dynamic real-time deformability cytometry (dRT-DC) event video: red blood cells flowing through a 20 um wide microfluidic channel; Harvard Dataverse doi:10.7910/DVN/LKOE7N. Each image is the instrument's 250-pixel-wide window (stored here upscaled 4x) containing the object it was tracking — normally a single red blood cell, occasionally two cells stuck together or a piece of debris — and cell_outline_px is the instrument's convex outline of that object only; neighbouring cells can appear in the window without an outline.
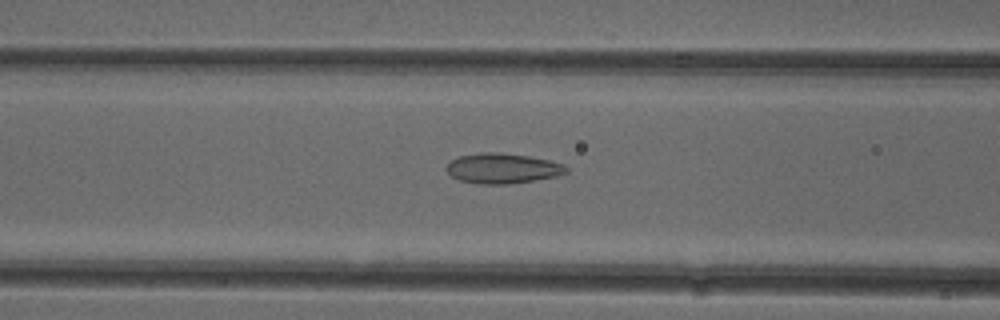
{"species": "common noctule bat (a hibernating species)", "species_latin": "Nyctalus noctula", "temperature_condition": "cold", "stored_images_in_passage": 38, "camera_frame_rate_fps": 3000, "um_per_image_px": 0.085, "animal": {"sex": "female"}, "frame": {"image": 1, "passage_image": 7, "time_ms": 2.0, "image_size_px": [1000, 320], "cell_outline_px": [[568, 172], [556, 176], [508, 184], [480, 184], [460, 180], [452, 176], [444, 168], [452, 160], [460, 156], [480, 152], [500, 152], [528, 156], [548, 160], [564, 164], [568, 168]], "centroid_in_image_um": [42.71, 14.3], "position_along_channel_um": 123.9, "area_um2": 20.92}}
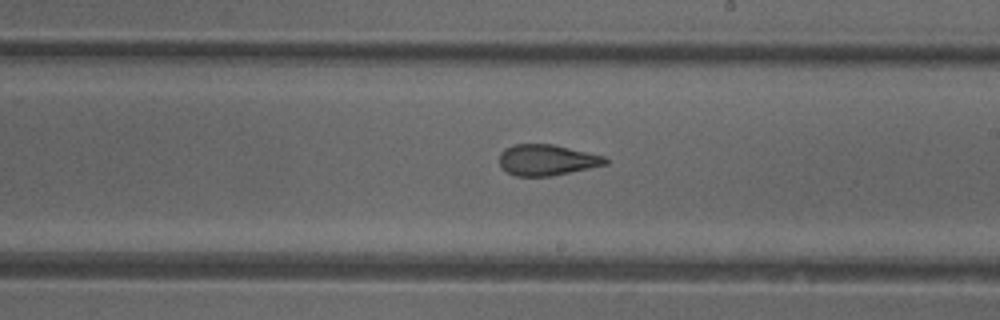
{"frame": {"image": 2, "passage_image": 16, "time_ms": 5.0, "image_size_px": [1000, 320], "cell_outline_px": [[608, 164], [548, 176], [516, 176], [508, 172], [500, 164], [500, 152], [504, 148], [516, 144], [552, 144], [604, 156], [608, 160]], "centroid_in_image_um": [46.47, 13.59], "position_along_channel_um": 242.5, "area_um2": 18.79}}
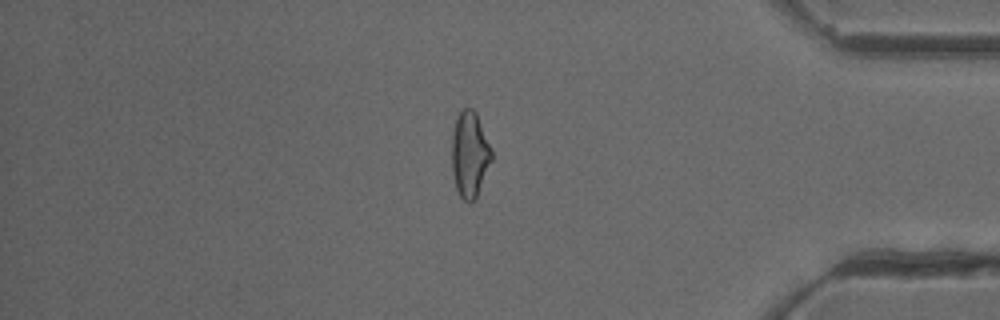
{"frame": {"image": 3, "passage_image": 30, "time_ms": 9.667, "image_size_px": [1000, 320], "cell_outline_px": [[492, 160], [476, 200], [472, 204], [468, 204], [460, 196], [456, 188], [452, 172], [452, 132], [456, 116], [464, 108], [472, 108], [476, 112], [492, 148]], "centroid_in_image_um": [39.93, 13.15], "position_along_channel_um": 395.3, "area_um2": 20.35}, "authors_computed_cell_mechanics": {"area_um2": 19.7387, "velocity_mm_per_s": 3.9459, "shape_relaxation_time_tau1_ms": null, "shape_relaxation_time_tau2_ms": 1.7101, "deformation_change_tau1": null, "deformation_change_tau2": 0.0842}}